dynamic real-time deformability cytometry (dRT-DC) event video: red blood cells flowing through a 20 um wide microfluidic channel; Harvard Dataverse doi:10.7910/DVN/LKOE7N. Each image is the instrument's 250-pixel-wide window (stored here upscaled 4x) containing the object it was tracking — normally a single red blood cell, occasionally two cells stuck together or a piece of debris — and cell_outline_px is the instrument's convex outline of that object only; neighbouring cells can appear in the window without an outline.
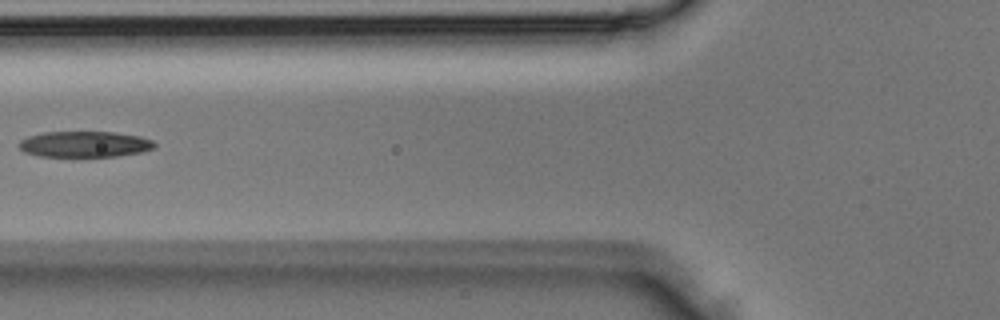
{"species": "Egyptian fruit bat (a non-hibernating species)", "species_latin": "Rousettus aegyptiacus", "temperature_condition": "room temperature", "stored_images_in_passage": 3, "camera_frame_rate_fps": 3000, "um_per_image_px": 0.085, "animal": {"sex": "male"}, "frame": {"image": 1, "passage_image": 3, "time_ms": 0.667, "image_size_px": [1000, 320], "cell_outline_px": [[156, 144], [152, 148], [140, 152], [116, 156], [40, 156], [24, 152], [20, 148], [20, 140], [28, 136], [44, 132], [112, 132], [140, 136], [152, 140]], "centroid_in_image_um": [7.18, 12.25], "position_along_channel_um": 118.6, "area_um2": 20.23}}